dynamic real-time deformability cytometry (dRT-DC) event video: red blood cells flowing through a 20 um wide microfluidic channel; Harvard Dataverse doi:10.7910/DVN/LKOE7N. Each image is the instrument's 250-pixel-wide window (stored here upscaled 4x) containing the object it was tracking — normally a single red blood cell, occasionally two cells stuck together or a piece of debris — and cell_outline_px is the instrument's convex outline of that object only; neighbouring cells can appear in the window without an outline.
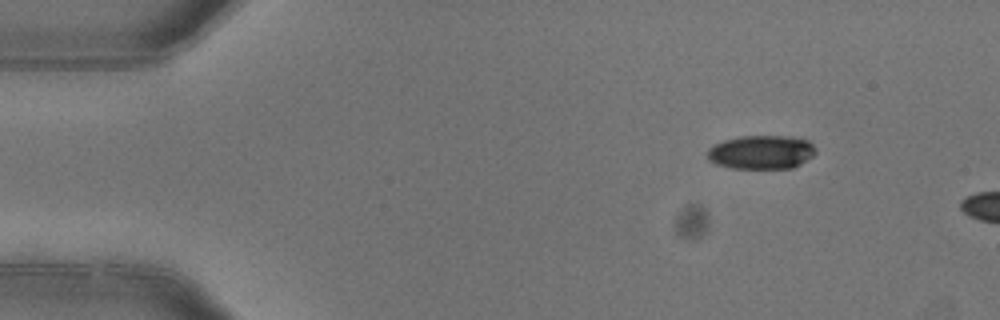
{"species": "common noctule bat (a hibernating species)", "species_latin": "Nyctalus noctula", "temperature_condition": "warm", "stored_images_in_passage": 3, "camera_frame_rate_fps": 3000, "um_per_image_px": 0.085, "animal": {"sex": "female"}, "frame": {"image": 1, "passage_image": 1, "time_ms": 0.0, "image_size_px": [1000, 320], "cell_outline_px": [[816, 152], [812, 156], [800, 164], [792, 168], [732, 168], [716, 164], [708, 160], [708, 148], [724, 140], [740, 136], [788, 136], [808, 140], [816, 148]], "centroid_in_image_um": [64.72, 12.93], "position_along_channel_um": 20.3, "area_um2": 21.27}}